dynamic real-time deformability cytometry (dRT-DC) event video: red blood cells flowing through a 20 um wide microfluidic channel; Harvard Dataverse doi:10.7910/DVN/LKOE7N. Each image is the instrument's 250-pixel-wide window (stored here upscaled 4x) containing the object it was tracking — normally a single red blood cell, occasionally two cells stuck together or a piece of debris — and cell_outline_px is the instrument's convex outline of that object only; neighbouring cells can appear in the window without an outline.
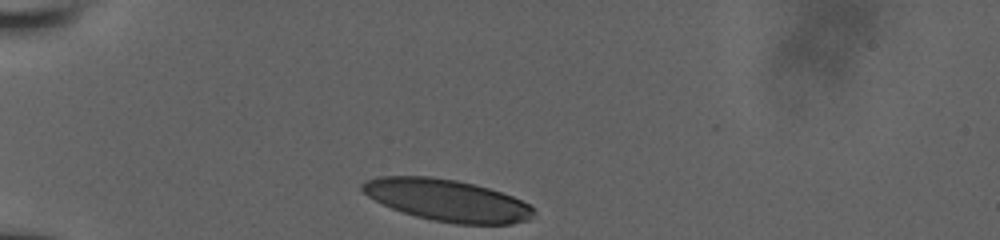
{"species": "human", "species_latin": "Homo sapiens", "temperature_condition": "room temperature", "stored_images_in_passage": 6, "camera_frame_rate_fps": 3000, "um_per_image_px": 0.085, "donor": {"sex": "male"}, "frame": {"image": 1, "passage_image": 1, "time_ms": 0.0, "image_size_px": [1000, 240], "cell_outline_px": [[536, 212], [528, 220], [512, 224], [456, 224], [432, 220], [416, 216], [392, 208], [368, 196], [360, 188], [360, 184], [364, 180], [380, 176], [432, 176], [456, 180], [488, 188], [512, 196], [528, 204]], "centroid_in_image_um": [37.99, 17.02], "position_along_channel_um": 47.0, "area_um2": 41.56}}